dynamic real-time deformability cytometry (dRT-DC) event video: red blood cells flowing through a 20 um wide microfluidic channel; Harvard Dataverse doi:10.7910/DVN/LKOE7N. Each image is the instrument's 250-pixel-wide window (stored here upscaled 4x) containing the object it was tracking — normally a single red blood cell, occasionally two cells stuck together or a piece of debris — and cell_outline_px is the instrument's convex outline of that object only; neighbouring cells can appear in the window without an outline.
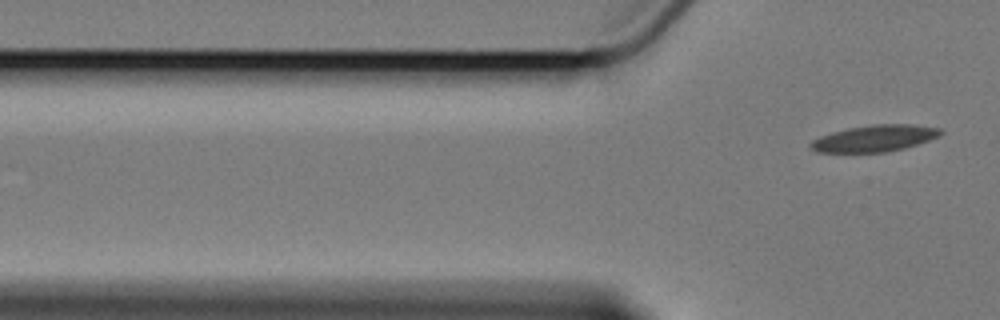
{"species": "Egyptian fruit bat (a non-hibernating species)", "species_latin": "Rousettus aegyptiacus", "temperature_condition": "cold", "stored_images_in_passage": 6, "camera_frame_rate_fps": 3000, "um_per_image_px": 0.085, "animal": {"sex": "female"}, "frame": {"image": 1, "passage_image": 6, "time_ms": 7.333, "image_size_px": [1000, 320], "cell_outline_px": [[944, 132], [928, 140], [904, 148], [884, 152], [820, 152], [812, 148], [808, 144], [812, 140], [820, 136], [832, 132], [848, 128], [872, 124], [912, 124], [940, 128]], "centroid_in_image_um": [74.32, 11.75], "position_along_channel_um": 51.5, "area_um2": 19.88}}